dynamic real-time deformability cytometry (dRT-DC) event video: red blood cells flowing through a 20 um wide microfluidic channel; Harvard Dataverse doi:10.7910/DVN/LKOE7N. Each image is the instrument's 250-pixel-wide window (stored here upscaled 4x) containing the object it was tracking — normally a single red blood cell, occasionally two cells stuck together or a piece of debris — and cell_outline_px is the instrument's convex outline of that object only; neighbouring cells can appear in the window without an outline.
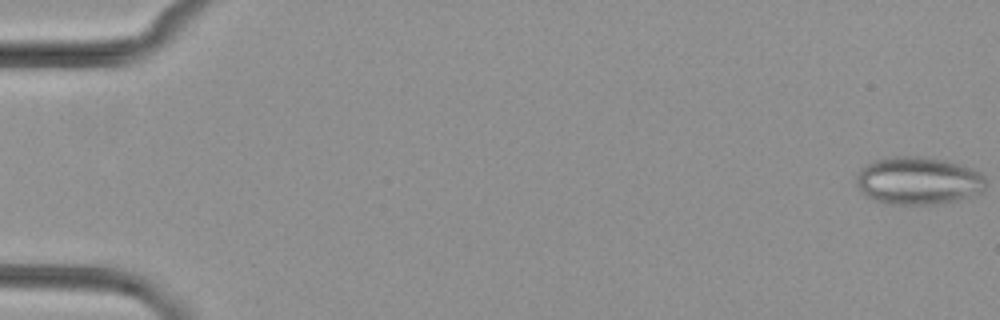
{"species": "common noctule bat (a hibernating species)", "species_latin": "Nyctalus noctula", "temperature_condition": "cold", "stored_images_in_passage": 5, "camera_frame_rate_fps": 3000, "um_per_image_px": 0.085, "animal": {"sex": "female", "body_mass_g": 29.2, "forearm_length_mm": 56.3}, "frame": {"image": 1, "passage_image": 1, "time_ms": 0.0, "image_size_px": [1000, 320], "cell_outline_px": [[984, 192], [956, 200], [936, 204], [888, 204], [872, 200], [864, 196], [860, 192], [856, 184], [856, 176], [860, 168], [872, 160], [892, 156], [920, 156], [944, 160], [960, 164], [972, 168], [980, 172], [984, 176]], "centroid_in_image_um": [78.0, 15.36], "position_along_channel_um": 7.0, "area_um2": 36.47}}